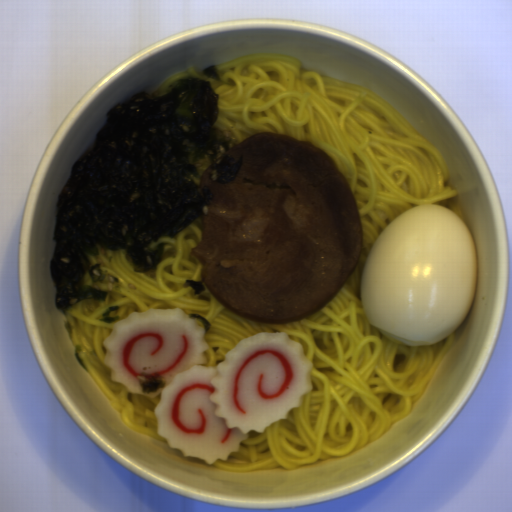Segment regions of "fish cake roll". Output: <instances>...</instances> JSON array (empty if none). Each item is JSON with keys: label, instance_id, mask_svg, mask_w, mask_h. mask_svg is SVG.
<instances>
[{"label": "fish cake roll", "instance_id": "fish-cake-roll-1", "mask_svg": "<svg viewBox=\"0 0 512 512\" xmlns=\"http://www.w3.org/2000/svg\"><path fill=\"white\" fill-rule=\"evenodd\" d=\"M206 332L182 309L133 312L103 341L104 363L131 393L161 396L157 434L184 456L227 461L249 432L263 433L298 408L311 390V362L284 332L237 343L216 368L206 367ZM155 374L166 387L144 394Z\"/></svg>", "mask_w": 512, "mask_h": 512}]
</instances>
